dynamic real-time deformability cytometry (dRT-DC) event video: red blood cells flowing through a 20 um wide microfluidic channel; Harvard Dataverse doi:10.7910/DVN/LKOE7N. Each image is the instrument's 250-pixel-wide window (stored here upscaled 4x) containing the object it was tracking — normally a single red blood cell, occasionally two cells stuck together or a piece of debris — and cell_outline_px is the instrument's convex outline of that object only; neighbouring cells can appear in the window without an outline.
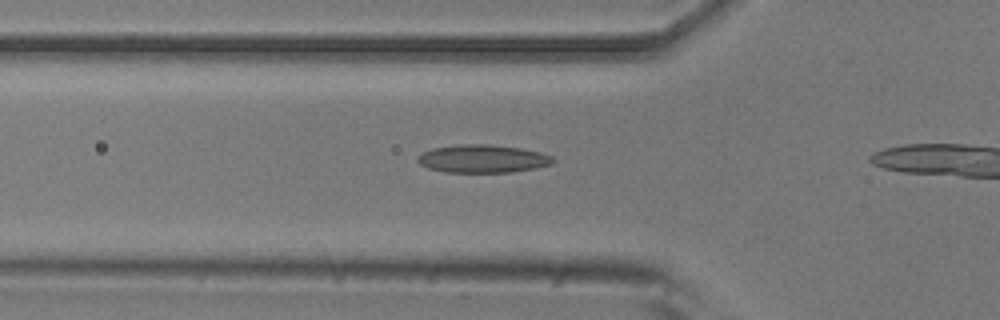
{"species": "common noctule bat (a hibernating species)", "species_latin": "Nyctalus noctula", "temperature_condition": "room temperature", "stored_images_in_passage": 14, "camera_frame_rate_fps": 3000, "um_per_image_px": 0.085, "animal": {"sex": "male", "body_mass_g": 20.5, "forearm_length_mm": 52.5}, "frame": {"image": 1, "passage_image": 12, "time_ms": 3.667, "image_size_px": [1000, 320], "cell_outline_px": [[556, 160], [552, 164], [512, 172], [444, 172], [428, 168], [420, 164], [416, 160], [416, 156], [432, 148], [460, 144], [492, 144], [520, 148], [540, 152], [552, 156]], "centroid_in_image_um": [41.01, 13.48], "position_along_channel_um": 84.8, "area_um2": 22.14}}